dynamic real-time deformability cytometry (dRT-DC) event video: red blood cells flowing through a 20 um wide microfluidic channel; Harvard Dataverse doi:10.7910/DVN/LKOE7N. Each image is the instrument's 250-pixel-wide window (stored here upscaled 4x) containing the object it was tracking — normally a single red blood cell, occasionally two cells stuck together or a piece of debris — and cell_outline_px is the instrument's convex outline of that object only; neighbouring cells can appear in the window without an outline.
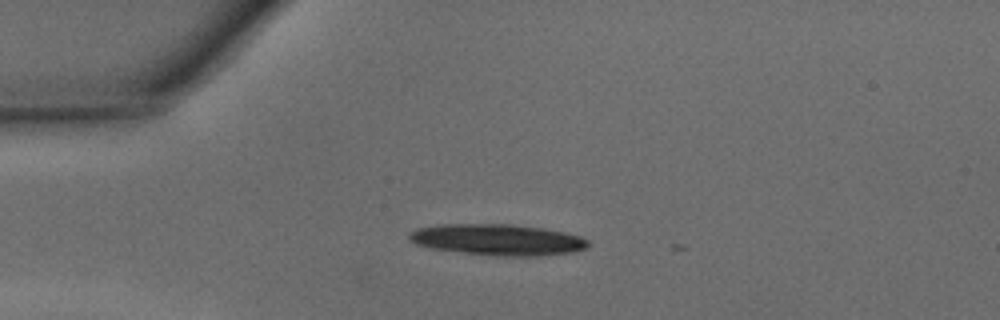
{"species": "common noctule bat (a hibernating species)", "species_latin": "Nyctalus noctula", "temperature_condition": "warm", "stored_images_in_passage": 18, "camera_frame_rate_fps": 3000, "um_per_image_px": 0.085, "animal": {"sex": "male", "body_mass_g": 15.6}, "frame": {"image": 1, "passage_image": 1, "time_ms": 0.0, "image_size_px": [1000, 320], "cell_outline_px": [[588, 244], [584, 248], [572, 252], [536, 256], [504, 256], [464, 252], [428, 248], [416, 244], [408, 240], [408, 236], [412, 232], [420, 228], [440, 224], [508, 224], [540, 228], [564, 232], [580, 236], [588, 240]], "centroid_in_image_um": [42.27, 20.37], "position_along_channel_um": 42.7, "area_um2": 32.08}}